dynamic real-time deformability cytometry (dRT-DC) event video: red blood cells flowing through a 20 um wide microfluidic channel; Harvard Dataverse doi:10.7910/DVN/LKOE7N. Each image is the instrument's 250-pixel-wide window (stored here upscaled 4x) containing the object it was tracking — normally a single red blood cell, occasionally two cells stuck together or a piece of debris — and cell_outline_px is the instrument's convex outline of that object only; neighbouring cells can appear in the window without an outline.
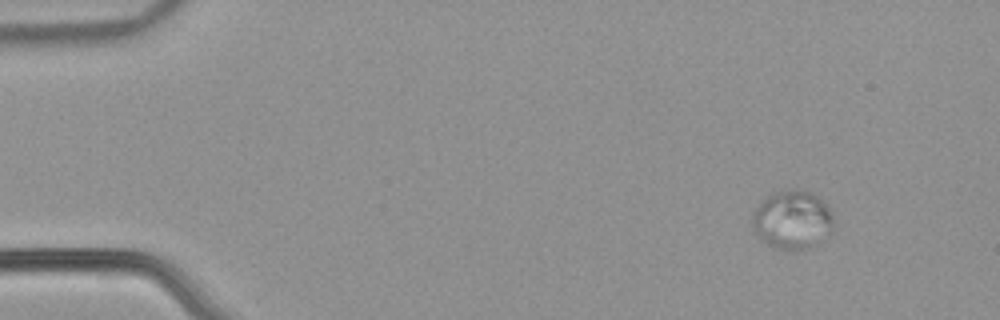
{"species": "common noctule bat (a hibernating species)", "species_latin": "Nyctalus noctula", "temperature_condition": "warm", "stored_images_in_passage": 56, "segment_of_instrument_passage": [1, 2], "camera_frame_rate_fps": 3000, "um_per_image_px": 0.085, "animal": {"sex": "male", "body_mass_g": 21.5, "forearm_length_mm": 52.0}, "frame": {"image": 1, "passage_image": 6, "time_ms": 1.667, "image_size_px": [1000, 320], "cell_outline_px": [[832, 224], [816, 244], [808, 248], [792, 252], [784, 252], [772, 248], [760, 240], [752, 232], [752, 212], [760, 200], [764, 196], [772, 192], [784, 188], [800, 188], [816, 196], [828, 204], [832, 216]], "centroid_in_image_um": [67.23, 18.67], "position_along_channel_um": 17.8, "area_um2": 28.55}}
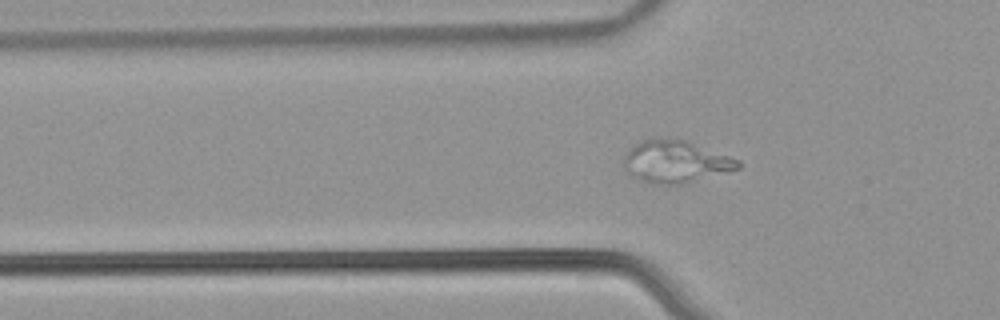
{"frame": {"image": 2, "passage_image": 19, "time_ms": 6.0, "image_size_px": [1000, 320], "cell_outline_px": [[740, 168], [680, 184], [652, 184], [632, 176], [624, 168], [624, 156], [628, 148], [640, 140], [652, 136], [684, 140], [740, 160]], "centroid_in_image_um": [57.35, 13.71], "position_along_channel_um": 68.5, "area_um2": 28.03}}
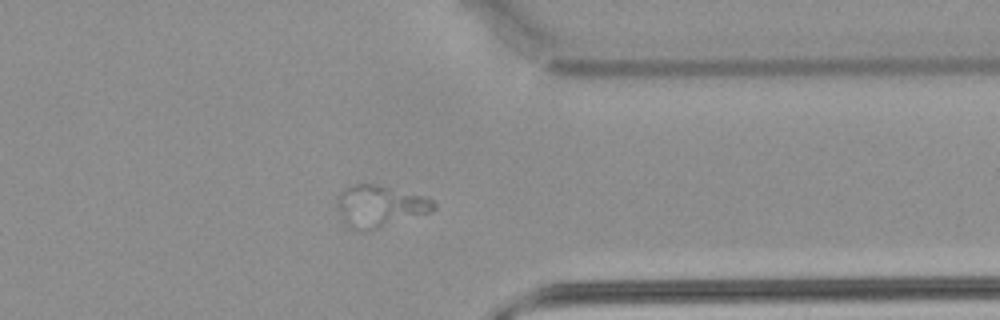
{"frame": {"image": 3, "passage_image": 44, "time_ms": 14.333, "image_size_px": [1000, 320], "cell_outline_px": [[436, 208], [432, 212], [376, 228], [360, 232], [344, 228], [336, 196], [344, 188], [356, 184], [368, 184], [388, 188], [424, 196], [432, 200], [436, 204]], "centroid_in_image_um": [32.23, 17.56], "position_along_channel_um": 379.2, "area_um2": 23.24}}